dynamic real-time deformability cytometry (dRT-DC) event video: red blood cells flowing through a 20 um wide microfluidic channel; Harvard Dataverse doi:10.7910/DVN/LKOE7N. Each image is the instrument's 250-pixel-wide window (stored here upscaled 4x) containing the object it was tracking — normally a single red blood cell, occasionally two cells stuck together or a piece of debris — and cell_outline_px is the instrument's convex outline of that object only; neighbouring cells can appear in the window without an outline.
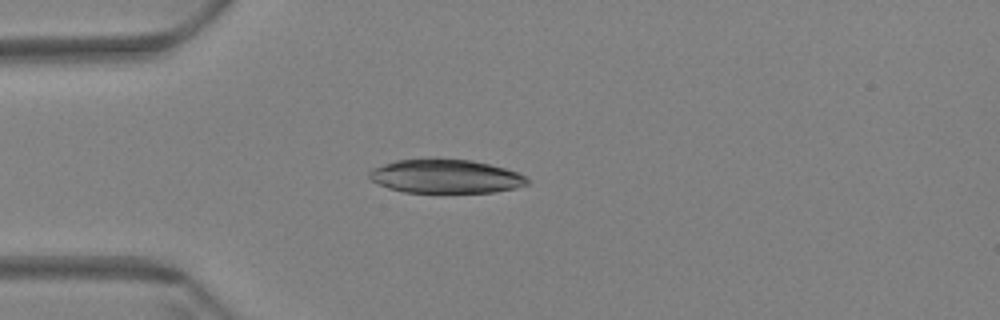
{"species": "Egyptian fruit bat (a non-hibernating species)", "species_latin": "Rousettus aegyptiacus", "temperature_condition": "warm", "stored_images_in_passage": 59, "camera_frame_rate_fps": 3000, "um_per_image_px": 0.085, "animal": {"sex": "female"}, "frame": {"image": 1, "passage_image": 16, "time_ms": 5.0, "image_size_px": [1000, 320], "cell_outline_px": [[528, 184], [516, 188], [496, 192], [404, 192], [388, 188], [372, 180], [368, 176], [368, 172], [372, 168], [396, 160], [432, 156], [436, 156], [472, 160], [504, 168], [516, 172], [524, 176], [528, 180]], "centroid_in_image_um": [37.84, 14.95], "position_along_channel_um": 47.2, "area_um2": 31.67}}
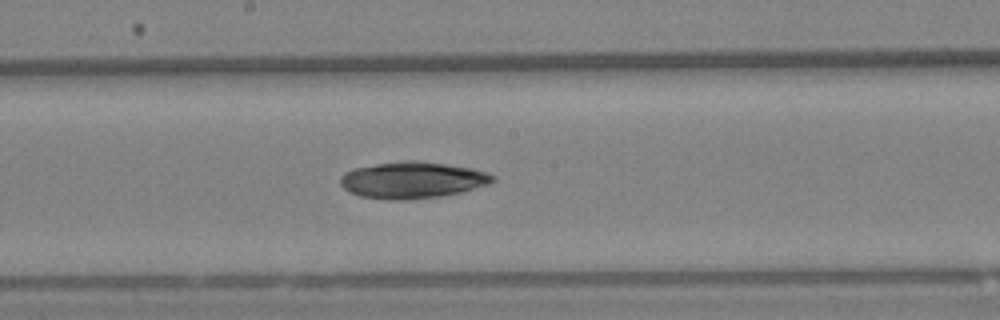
{"frame": {"image": 2, "passage_image": 32, "time_ms": 10.333, "image_size_px": [1000, 320], "cell_outline_px": [[496, 180], [488, 184], [460, 192], [440, 196], [408, 200], [388, 200], [360, 196], [348, 192], [340, 184], [340, 176], [344, 172], [352, 168], [376, 164], [404, 160], [416, 160], [472, 168], [496, 176]], "centroid_in_image_um": [35.01, 15.3], "position_along_channel_um": 213.2, "area_um2": 32.54}}
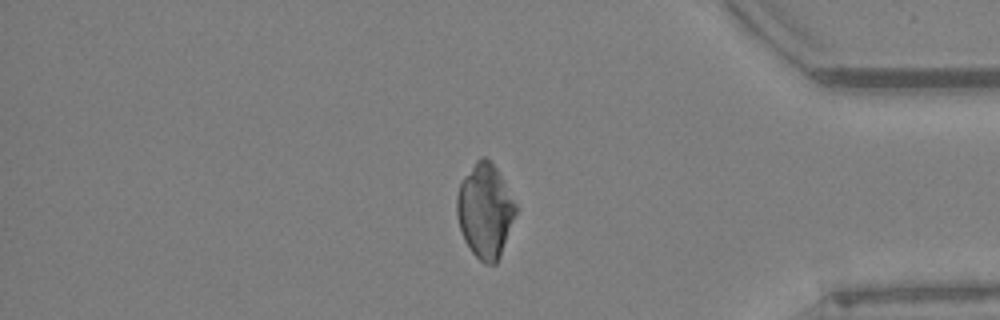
{"frame": {"image": 3, "passage_image": 50, "time_ms": 16.333, "image_size_px": [1000, 320], "cell_outline_px": [[516, 212], [500, 256], [496, 264], [484, 264], [472, 252], [464, 240], [456, 216], [456, 196], [460, 184], [464, 176], [476, 160], [480, 156], [484, 156], [496, 168], [516, 204]], "centroid_in_image_um": [41.2, 17.92], "position_along_channel_um": 394.0, "area_um2": 31.96}}